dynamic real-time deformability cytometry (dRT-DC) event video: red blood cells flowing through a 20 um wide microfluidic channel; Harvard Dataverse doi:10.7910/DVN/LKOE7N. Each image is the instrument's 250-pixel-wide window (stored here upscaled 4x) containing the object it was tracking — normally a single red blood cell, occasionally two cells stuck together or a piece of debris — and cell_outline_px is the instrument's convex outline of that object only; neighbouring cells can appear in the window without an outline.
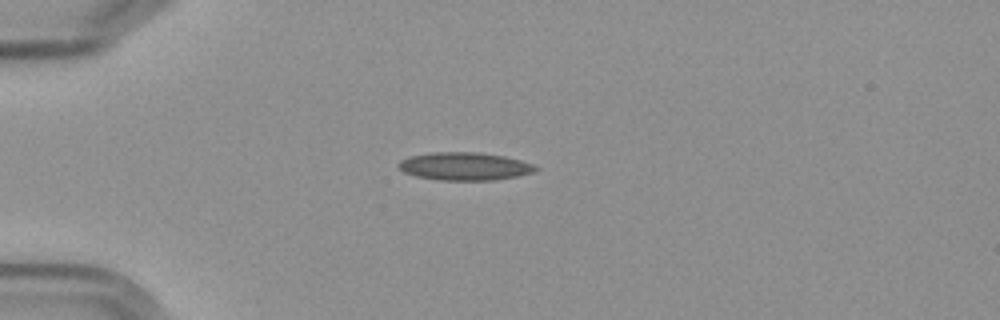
{"species": "Egyptian fruit bat (a non-hibernating species)", "species_latin": "Rousettus aegyptiacus", "temperature_condition": "cold", "stored_images_in_passage": 13, "camera_frame_rate_fps": 3000, "um_per_image_px": 0.085, "frame": {"image": 1, "passage_image": 3, "time_ms": 3.333, "image_size_px": [1000, 320], "cell_outline_px": [[540, 168], [536, 172], [496, 180], [440, 180], [416, 176], [404, 172], [396, 164], [400, 160], [408, 156], [432, 152], [476, 152], [504, 156], [520, 160], [532, 164]], "centroid_in_image_um": [39.49, 14.13], "position_along_channel_um": 45.5, "area_um2": 22.37}}
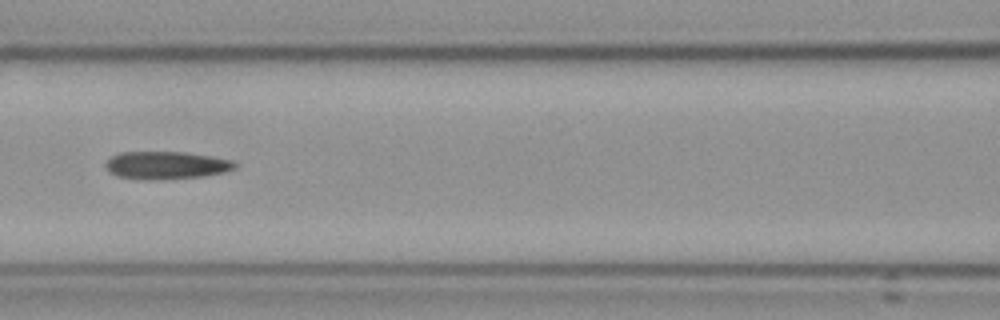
{"frame": {"image": 2, "passage_image": 6, "time_ms": 7.0, "image_size_px": [1000, 320], "cell_outline_px": [[240, 164], [236, 168], [224, 172], [204, 176], [152, 180], [140, 180], [116, 176], [108, 172], [104, 168], [104, 164], [112, 156], [120, 152], [184, 152], [212, 156], [232, 160]], "centroid_in_image_um": [14.11, 14.05], "position_along_channel_um": 152.5, "area_um2": 21.21}}
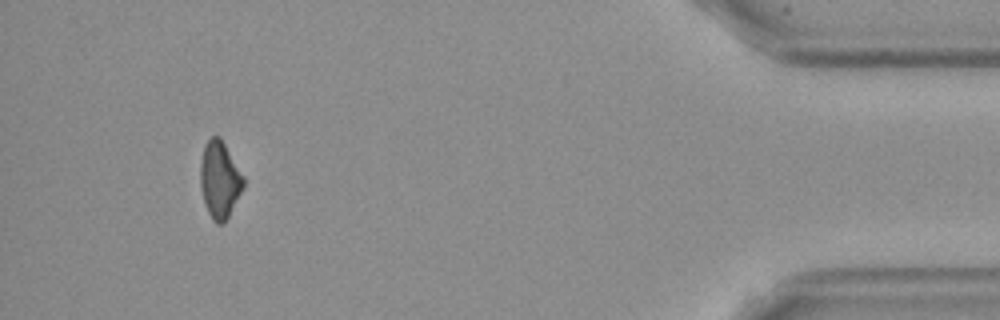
{"frame": {"image": 3, "passage_image": 13, "time_ms": 16.0, "image_size_px": [1000, 320], "cell_outline_px": [[244, 188], [224, 224], [216, 224], [212, 220], [208, 212], [200, 188], [200, 164], [204, 148], [208, 140], [212, 136], [220, 136], [244, 176]], "centroid_in_image_um": [18.68, 15.3], "position_along_channel_um": 416.5, "area_um2": 19.36}, "authors_computed_cell_mechanics": {"area_um2": 20.9236, "velocity_mm_per_s": 3.6068, "shape_relaxation_time_tau1_ms": 11.3533, "shape_relaxation_time_tau2_ms": 4.5199, "deformation_change_tau1": 0.2144, "deformation_change_tau2": 0.1458}}